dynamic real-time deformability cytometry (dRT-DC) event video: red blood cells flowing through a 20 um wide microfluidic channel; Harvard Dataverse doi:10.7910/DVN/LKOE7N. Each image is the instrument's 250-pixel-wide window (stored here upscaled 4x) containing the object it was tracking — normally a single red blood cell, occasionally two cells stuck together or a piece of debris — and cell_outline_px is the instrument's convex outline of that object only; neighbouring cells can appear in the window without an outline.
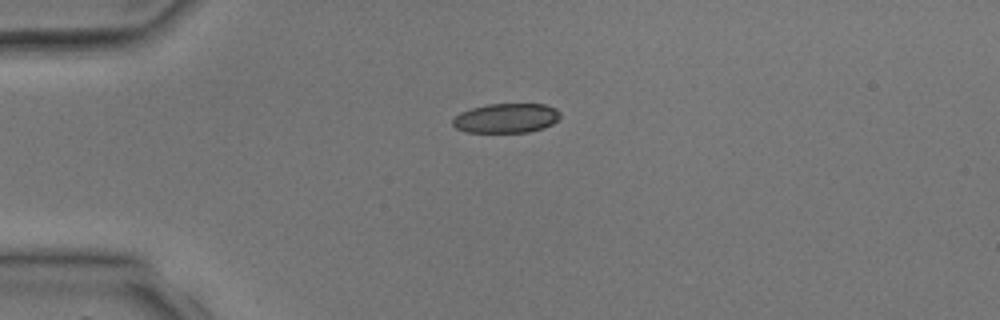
{"species": "common noctule bat (a hibernating species)", "species_latin": "Nyctalus noctula", "temperature_condition": "room temperature", "stored_images_in_passage": 3, "camera_frame_rate_fps": 3000, "um_per_image_px": 0.085, "animal": {"sex": "male", "body_mass_g": 17.9, "forearm_length_mm": 54.2}, "frame": {"image": 1, "passage_image": 3, "time_ms": 2.667, "image_size_px": [1000, 320], "cell_outline_px": [[560, 120], [544, 128], [528, 132], [464, 132], [456, 128], [452, 124], [452, 120], [460, 112], [472, 108], [488, 104], [544, 104], [556, 108], [560, 112]], "centroid_in_image_um": [43.05, 10.04], "position_along_channel_um": 41.9, "area_um2": 18.61}}